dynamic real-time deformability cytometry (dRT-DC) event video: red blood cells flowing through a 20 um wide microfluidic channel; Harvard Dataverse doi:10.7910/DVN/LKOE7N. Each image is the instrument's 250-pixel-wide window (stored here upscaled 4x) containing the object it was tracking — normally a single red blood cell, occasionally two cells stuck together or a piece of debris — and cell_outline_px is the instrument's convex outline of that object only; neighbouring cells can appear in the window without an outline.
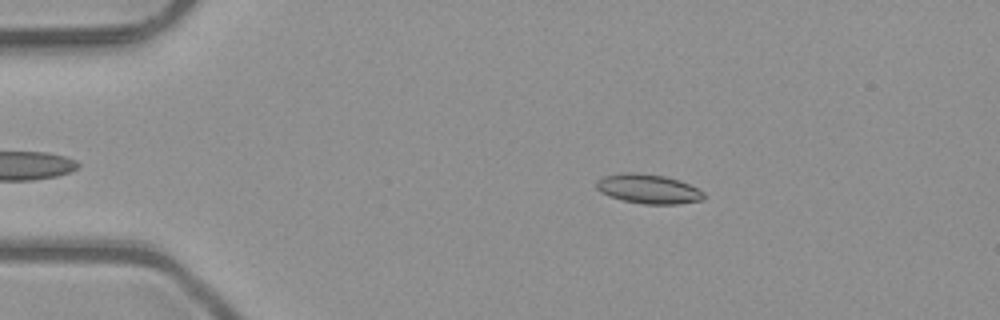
{"species": "common noctule bat (a hibernating species)", "species_latin": "Nyctalus noctula", "temperature_condition": "room temperature", "stored_images_in_passage": 6, "camera_frame_rate_fps": 3000, "um_per_image_px": 0.085, "animal": {"sex": "male", "body_mass_g": 23.1, "forearm_length_mm": 52.7}, "frame": {"image": 1, "passage_image": 2, "time_ms": 0.333, "image_size_px": [1000, 320], "cell_outline_px": [[704, 196], [700, 200], [680, 204], [644, 204], [624, 200], [608, 196], [600, 192], [596, 188], [596, 180], [604, 176], [624, 172], [636, 172], [664, 176], [680, 180], [704, 192]], "centroid_in_image_um": [55.07, 16.05], "position_along_channel_um": 29.9, "area_um2": 18.38}}
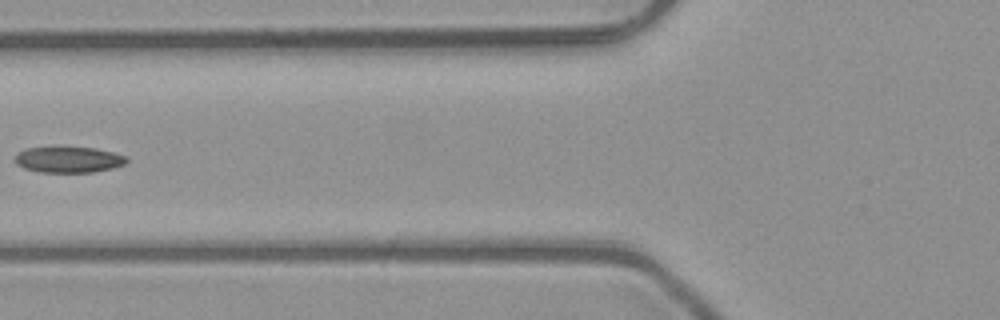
{"frame": {"image": 2, "passage_image": 5, "time_ms": 1.333, "image_size_px": [1000, 320], "cell_outline_px": [[128, 160], [124, 164], [112, 168], [92, 172], [40, 172], [24, 168], [16, 164], [12, 160], [16, 152], [24, 148], [96, 148], [116, 152], [128, 156]], "centroid_in_image_um": [5.81, 13.57], "position_along_channel_um": 120.0, "area_um2": 16.99}}
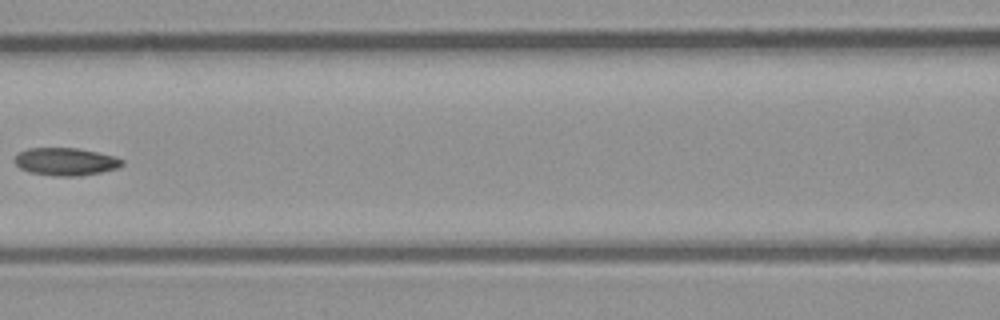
{"frame": {"image": 3, "passage_image": 6, "time_ms": 1.667, "image_size_px": [1000, 320], "cell_outline_px": [[124, 164], [116, 168], [100, 172], [76, 176], [52, 176], [28, 172], [20, 168], [16, 164], [16, 156], [20, 152], [28, 148], [76, 148], [116, 156], [124, 160]], "centroid_in_image_um": [5.59, 13.74], "position_along_channel_um": 161.0, "area_um2": 17.22}}